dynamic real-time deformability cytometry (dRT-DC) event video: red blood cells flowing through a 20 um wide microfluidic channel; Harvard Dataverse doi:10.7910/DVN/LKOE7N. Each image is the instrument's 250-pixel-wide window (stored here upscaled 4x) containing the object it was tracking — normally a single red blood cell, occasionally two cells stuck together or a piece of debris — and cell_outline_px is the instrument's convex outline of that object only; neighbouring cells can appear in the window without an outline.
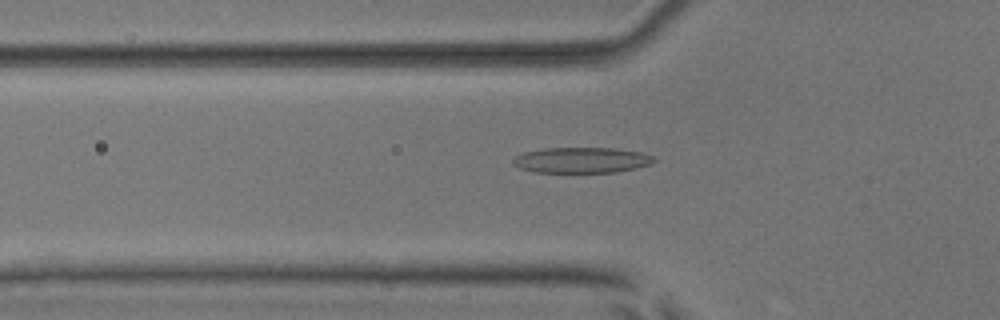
{"species": "common noctule bat (a hibernating species)", "species_latin": "Nyctalus noctula", "temperature_condition": "room temperature", "stored_images_in_passage": 54, "camera_frame_rate_fps": 3000, "um_per_image_px": 0.085, "animal": {"sex": "male", "body_mass_g": 17.9, "forearm_length_mm": 54.2}, "frame": {"image": 1, "passage_image": 19, "time_ms": 6.0, "image_size_px": [1000, 320], "cell_outline_px": [[656, 160], [652, 164], [636, 168], [616, 172], [536, 172], [520, 168], [512, 164], [512, 160], [516, 156], [524, 152], [540, 148], [616, 148], [640, 152], [652, 156]], "centroid_in_image_um": [49.43, 13.6], "position_along_channel_um": 76.4, "area_um2": 21.1}}
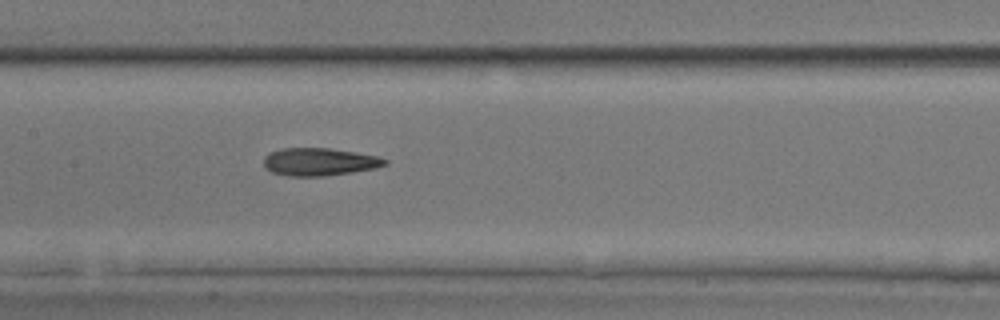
{"frame": {"image": 2, "passage_image": 27, "time_ms": 8.667, "image_size_px": [1000, 320], "cell_outline_px": [[388, 164], [376, 168], [352, 172], [324, 176], [288, 176], [272, 172], [264, 168], [264, 156], [268, 152], [280, 148], [328, 148], [356, 152], [376, 156], [388, 160]], "centroid_in_image_um": [27.11, 13.75], "position_along_channel_um": 180.3, "area_um2": 19.71}}
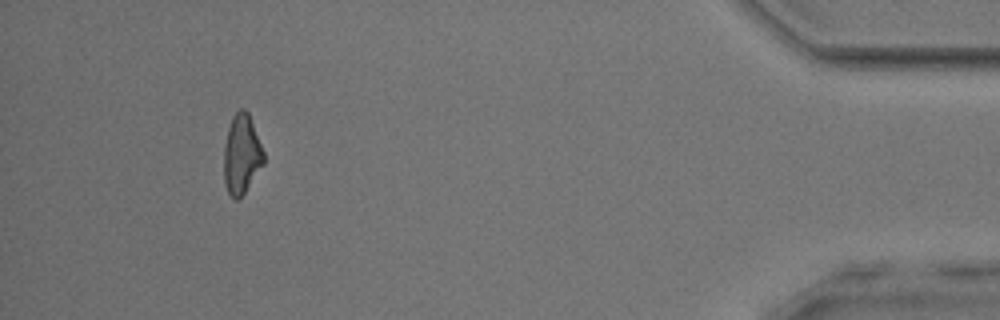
{"frame": {"image": 3, "passage_image": 50, "time_ms": 16.333, "image_size_px": [1000, 320], "cell_outline_px": [[264, 164], [244, 192], [236, 200], [228, 192], [224, 184], [224, 144], [228, 128], [232, 116], [240, 108], [244, 108], [248, 112], [264, 152]], "centroid_in_image_um": [20.53, 13.09], "position_along_channel_um": 414.7, "area_um2": 18.32}, "authors_computed_cell_mechanics": {"area_um2": 19.6809, "velocity_mm_per_s": 3.8825, "shape_relaxation_time_tau1_ms": null, "shape_relaxation_time_tau2_ms": 4.0404, "deformation_change_tau1": null, "deformation_change_tau2": 0.148}}